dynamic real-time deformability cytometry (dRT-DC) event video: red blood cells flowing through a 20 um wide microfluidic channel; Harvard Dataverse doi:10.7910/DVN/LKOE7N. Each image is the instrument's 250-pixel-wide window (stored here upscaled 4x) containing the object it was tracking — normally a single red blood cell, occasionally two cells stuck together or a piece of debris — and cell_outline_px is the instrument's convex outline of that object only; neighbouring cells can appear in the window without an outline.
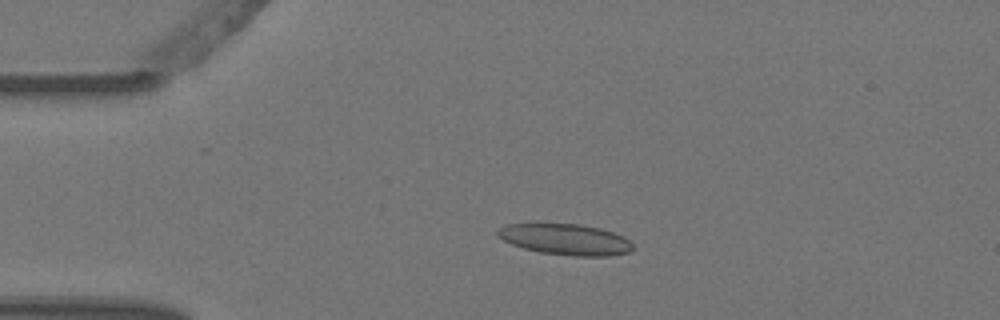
{"species": "Egyptian fruit bat (a non-hibernating species)", "species_latin": "Rousettus aegyptiacus", "temperature_condition": "warm", "stored_images_in_passage": 5, "camera_frame_rate_fps": 3000, "um_per_image_px": 0.085, "animal": {"sex": "female"}, "frame": {"image": 1, "passage_image": 4, "time_ms": 1.0, "image_size_px": [1000, 320], "cell_outline_px": [[632, 248], [628, 252], [608, 256], [572, 256], [540, 252], [524, 248], [512, 244], [496, 236], [496, 232], [504, 224], [528, 220], [540, 220], [580, 224], [600, 228], [624, 236], [632, 244]], "centroid_in_image_um": [47.94, 20.27], "position_along_channel_um": 37.1, "area_um2": 25.55}}